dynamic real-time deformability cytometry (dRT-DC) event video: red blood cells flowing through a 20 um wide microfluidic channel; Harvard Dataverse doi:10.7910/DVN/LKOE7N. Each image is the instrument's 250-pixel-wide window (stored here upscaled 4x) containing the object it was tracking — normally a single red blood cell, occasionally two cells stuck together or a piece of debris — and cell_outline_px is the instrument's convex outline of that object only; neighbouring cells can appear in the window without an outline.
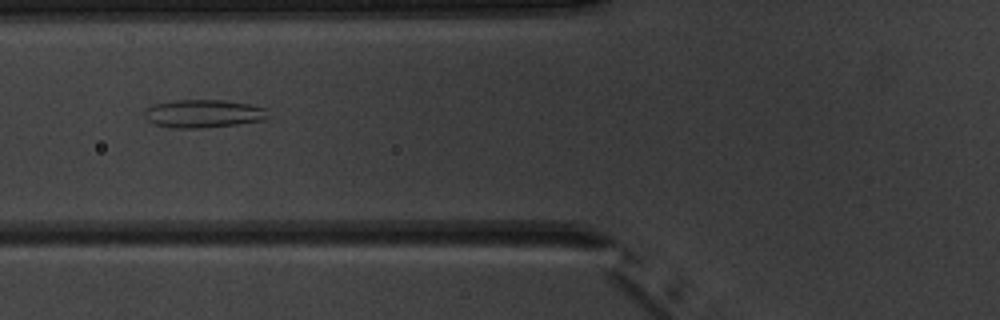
{"species": "common noctule bat (a hibernating species)", "species_latin": "Nyctalus noctula", "temperature_condition": "warm", "stored_images_in_passage": 8, "camera_frame_rate_fps": 3000, "um_per_image_px": 0.085, "animal": {"sex": "male", "body_mass_g": 20.1, "forearm_length_mm": 53.5}, "frame": {"image": 1, "passage_image": 6, "time_ms": 6.0, "image_size_px": [1000, 320], "cell_outline_px": [[272, 116], [264, 120], [236, 124], [204, 128], [172, 128], [152, 124], [144, 116], [144, 112], [148, 108], [156, 104], [176, 100], [220, 100], [252, 104], [268, 108]], "centroid_in_image_um": [17.36, 9.66], "position_along_channel_um": 108.4, "area_um2": 20.46}}
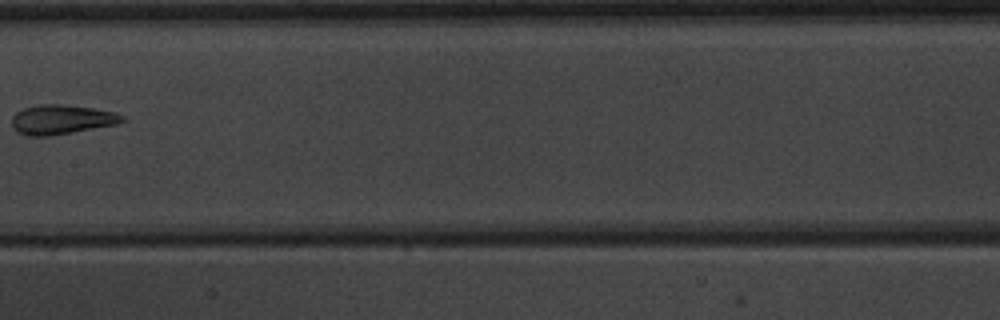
{"frame": {"image": 2, "passage_image": 8, "time_ms": 8.333, "image_size_px": [1000, 320], "cell_outline_px": [[128, 120], [116, 124], [48, 136], [28, 136], [16, 132], [12, 128], [12, 116], [16, 112], [24, 108], [40, 104], [64, 104], [92, 108], [112, 112], [124, 116]], "centroid_in_image_um": [5.19, 10.16], "position_along_channel_um": 202.2, "area_um2": 18.9}}